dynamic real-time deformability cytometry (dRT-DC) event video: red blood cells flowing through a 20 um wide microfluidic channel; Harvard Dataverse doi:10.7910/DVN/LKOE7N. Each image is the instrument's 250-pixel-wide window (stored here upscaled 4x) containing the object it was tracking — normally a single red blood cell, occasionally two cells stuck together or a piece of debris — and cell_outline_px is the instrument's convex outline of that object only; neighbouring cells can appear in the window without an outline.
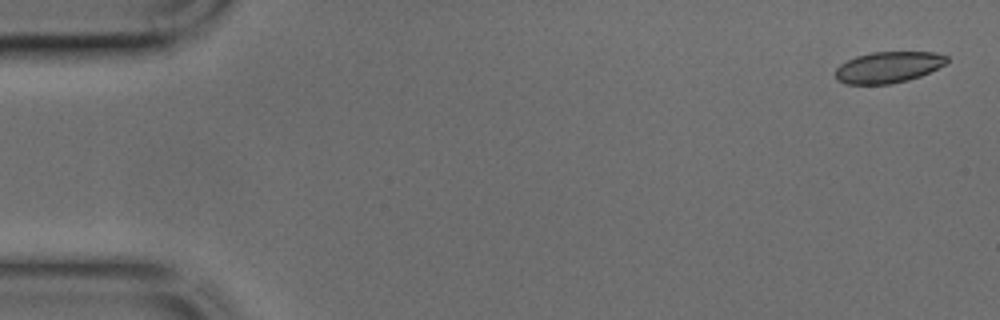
{"species": "common noctule bat (a hibernating species)", "species_latin": "Nyctalus noctula", "temperature_condition": "cold", "stored_images_in_passage": 35, "camera_frame_rate_fps": 3000, "um_per_image_px": 0.085, "animal": {"sex": "male", "body_mass_g": 17.9, "forearm_length_mm": 54.2}, "frame": {"image": 1, "passage_image": 2, "time_ms": 0.333, "image_size_px": [1000, 320], "cell_outline_px": [[948, 60], [944, 64], [920, 76], [908, 80], [892, 84], [844, 84], [836, 80], [836, 68], [840, 64], [856, 56], [872, 52], [936, 52], [948, 56]], "centroid_in_image_um": [75.48, 5.72], "position_along_channel_um": 9.5, "area_um2": 20.23}}
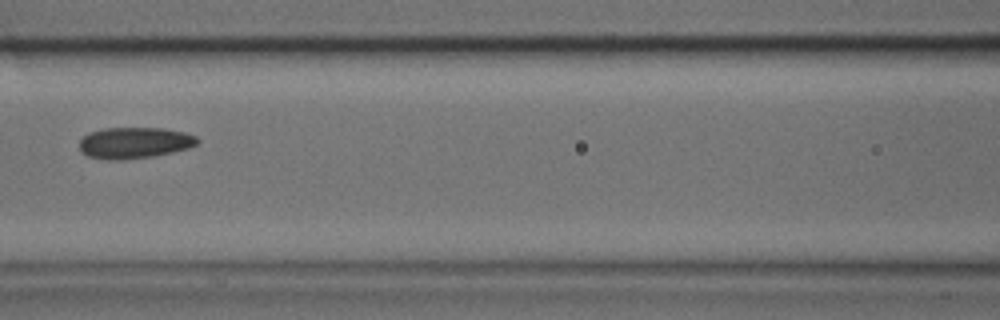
{"frame": {"image": 2, "passage_image": 20, "time_ms": 6.333, "image_size_px": [1000, 320], "cell_outline_px": [[200, 140], [196, 144], [188, 148], [156, 156], [124, 160], [108, 160], [88, 156], [80, 152], [80, 140], [88, 132], [104, 128], [164, 128], [184, 132], [196, 136]], "centroid_in_image_um": [11.42, 12.14], "position_along_channel_um": 155.2, "area_um2": 21.68}}
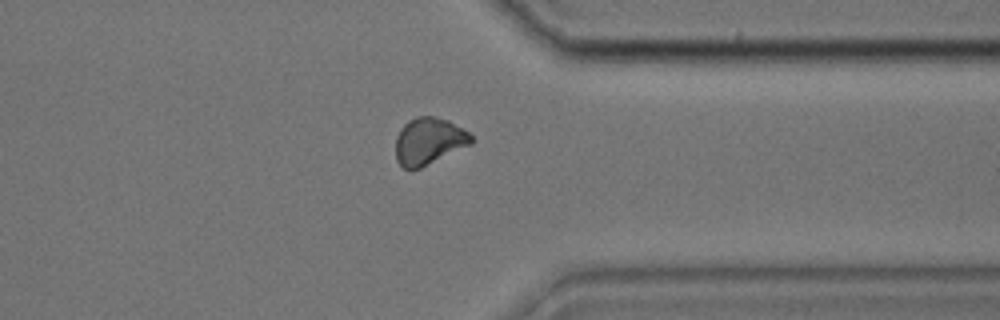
{"frame": {"image": 3, "passage_image": 35, "time_ms": 11.333, "image_size_px": [1000, 320], "cell_outline_px": [[476, 140], [472, 144], [420, 168], [404, 168], [396, 160], [396, 136], [400, 128], [408, 120], [416, 116], [432, 116], [448, 120], [468, 132]], "centroid_in_image_um": [36.46, 11.98], "position_along_channel_um": 374.9, "area_um2": 20.69}}